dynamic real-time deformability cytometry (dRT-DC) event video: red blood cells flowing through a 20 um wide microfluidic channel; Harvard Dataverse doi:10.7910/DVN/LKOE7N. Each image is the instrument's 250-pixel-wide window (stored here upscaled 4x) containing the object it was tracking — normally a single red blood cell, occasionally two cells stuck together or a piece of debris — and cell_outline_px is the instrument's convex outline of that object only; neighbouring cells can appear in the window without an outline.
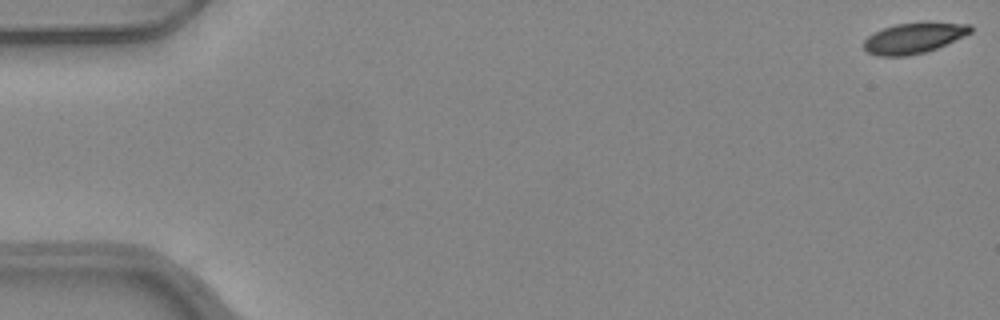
{"species": "common noctule bat (a hibernating species)", "species_latin": "Nyctalus noctula", "temperature_condition": "warm", "stored_images_in_passage": 10, "camera_frame_rate_fps": 3000, "um_per_image_px": 0.085, "animal": {"sex": "female", "body_mass_g": 24.6, "forearm_length_mm": 56.2}, "frame": {"image": 1, "passage_image": 1, "time_ms": 0.0, "image_size_px": [1000, 320], "cell_outline_px": [[972, 32], [936, 48], [924, 52], [908, 56], [880, 56], [868, 52], [864, 48], [864, 40], [868, 36], [884, 28], [896, 24], [928, 20], [972, 24]], "centroid_in_image_um": [77.72, 3.19], "position_along_channel_um": 7.3, "area_um2": 19.31}}